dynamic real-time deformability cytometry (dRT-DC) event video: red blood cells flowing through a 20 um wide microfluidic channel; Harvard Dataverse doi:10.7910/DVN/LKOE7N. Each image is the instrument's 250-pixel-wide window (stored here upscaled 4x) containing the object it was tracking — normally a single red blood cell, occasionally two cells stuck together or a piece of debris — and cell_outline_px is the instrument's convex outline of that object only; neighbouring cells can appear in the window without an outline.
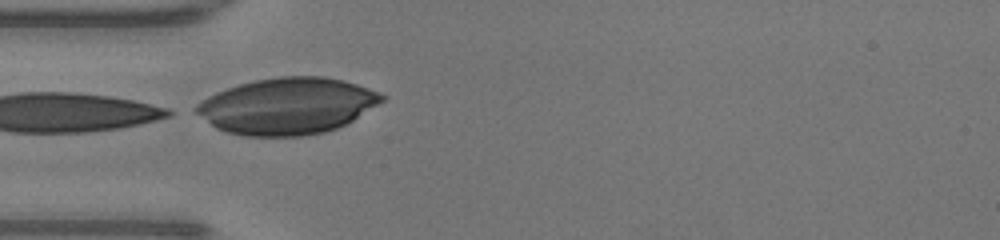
{"species": "human", "species_latin": "Homo sapiens", "temperature_condition": "warm", "stored_images_in_passage": 34, "camera_frame_rate_fps": 3000, "um_per_image_px": 0.085, "donor": {"sex": "male"}, "frame": {"image": 1, "passage_image": 14, "time_ms": 4.333, "image_size_px": [1000, 240], "cell_outline_px": [[388, 96], [384, 100], [352, 120], [336, 128], [324, 132], [300, 136], [244, 136], [224, 132], [216, 128], [196, 112], [192, 108], [196, 104], [208, 96], [216, 92], [240, 84], [256, 80], [280, 76], [324, 76], [344, 80], [380, 92]], "centroid_in_image_um": [24.41, 9.01], "position_along_channel_um": 60.6, "area_um2": 60.86}}